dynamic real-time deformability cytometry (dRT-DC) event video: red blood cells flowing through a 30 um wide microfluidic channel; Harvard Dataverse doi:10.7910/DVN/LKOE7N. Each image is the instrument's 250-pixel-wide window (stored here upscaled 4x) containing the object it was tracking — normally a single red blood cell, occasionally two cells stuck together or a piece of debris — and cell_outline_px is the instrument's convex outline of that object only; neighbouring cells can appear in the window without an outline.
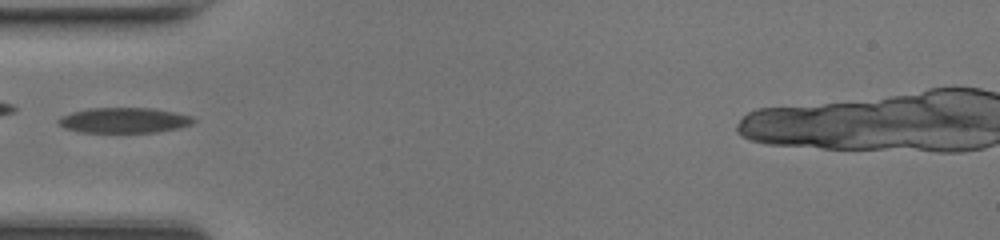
{"species": "common noctule bat (a hibernating species)", "species_latin": "Nyctalus noctula", "temperature_condition": "room temperature", "stored_images_in_passage": 32, "camera_frame_rate_fps": 3000, "um_per_image_px": 0.085, "animal": {"sex": "female", "body_mass_g": 17.0, "forearm_length_mm": 48.0}, "frame": {"image": 1, "passage_image": 1, "time_ms": 0.0, "image_size_px": [1000, 240], "cell_outline_px": [[196, 120], [192, 124], [180, 128], [156, 132], [80, 132], [64, 128], [56, 120], [60, 116], [72, 112], [92, 108], [148, 108], [176, 112], [192, 116]], "centroid_in_image_um": [10.56, 10.22], "position_along_channel_um": 74.4, "area_um2": 19.94}}